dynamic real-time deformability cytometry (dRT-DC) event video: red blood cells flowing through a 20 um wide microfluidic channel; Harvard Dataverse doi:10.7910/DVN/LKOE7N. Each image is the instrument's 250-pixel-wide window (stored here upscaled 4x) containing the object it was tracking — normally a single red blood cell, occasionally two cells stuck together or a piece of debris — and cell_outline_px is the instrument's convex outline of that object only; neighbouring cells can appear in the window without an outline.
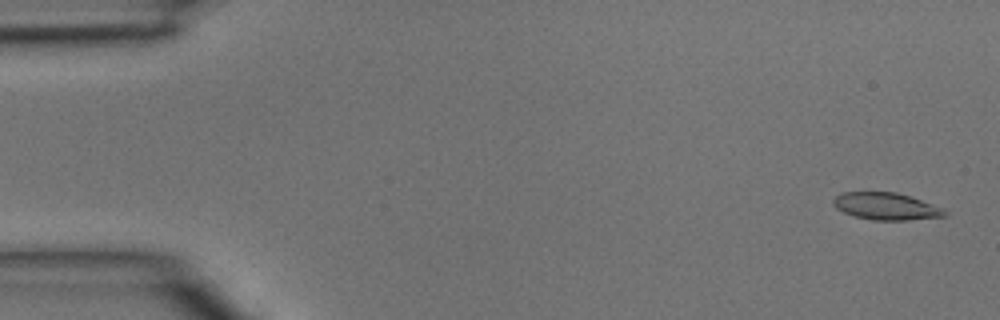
{"species": "common noctule bat (a hibernating species)", "species_latin": "Nyctalus noctula", "temperature_condition": "room temperature", "stored_images_in_passage": 3, "camera_frame_rate_fps": 3000, "um_per_image_px": 0.085, "animal": {"sex": "male", "body_mass_g": 15.6}, "frame": {"image": 1, "passage_image": 1, "time_ms": 0.0, "image_size_px": [1000, 320], "cell_outline_px": [[948, 216], [908, 220], [872, 220], [856, 216], [844, 212], [836, 208], [832, 204], [832, 200], [840, 192], [896, 192], [944, 208], [948, 212]], "centroid_in_image_um": [75.32, 17.54], "position_along_channel_um": 9.7, "area_um2": 17.63}}
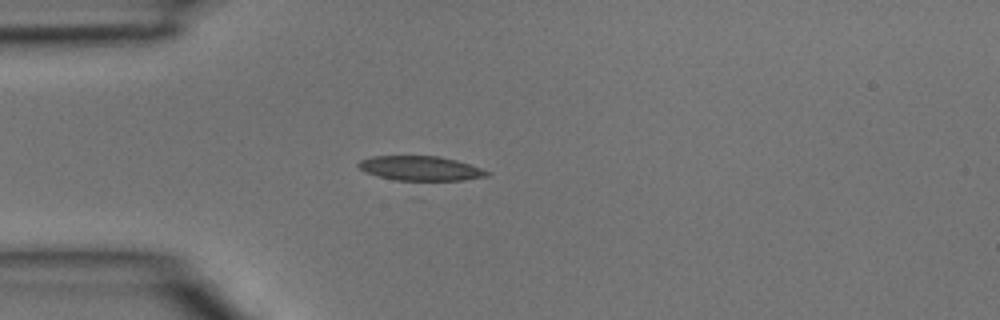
{"frame": {"image": 2, "passage_image": 3, "time_ms": 0.667, "image_size_px": [1000, 320], "cell_outline_px": [[492, 172], [488, 176], [464, 180], [396, 180], [364, 172], [356, 164], [360, 160], [372, 156], [440, 156], [456, 160]], "centroid_in_image_um": [35.74, 14.3], "position_along_channel_um": 49.3, "area_um2": 18.26}}